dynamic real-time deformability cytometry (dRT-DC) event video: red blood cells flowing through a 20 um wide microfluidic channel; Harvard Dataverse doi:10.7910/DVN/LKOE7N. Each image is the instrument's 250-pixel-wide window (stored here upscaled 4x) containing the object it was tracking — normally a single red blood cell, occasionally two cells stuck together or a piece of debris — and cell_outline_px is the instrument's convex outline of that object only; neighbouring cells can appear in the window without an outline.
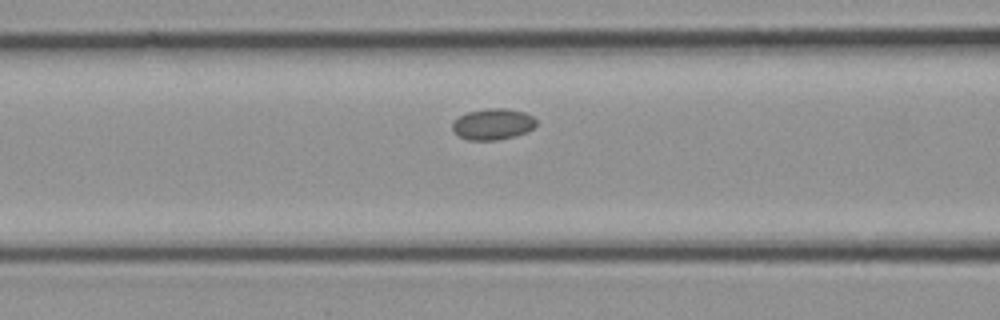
{"species": "common noctule bat (a hibernating species)", "species_latin": "Nyctalus noctula", "temperature_condition": "cold", "stored_images_in_passage": 5, "camera_frame_rate_fps": 3000, "um_per_image_px": 0.085, "animal": {"sex": "female", "body_mass_g": 21.9}, "frame": {"image": 1, "passage_image": 5, "time_ms": 1.333, "image_size_px": [1000, 320], "cell_outline_px": [[536, 124], [528, 132], [516, 136], [500, 140], [468, 140], [460, 136], [452, 128], [452, 124], [460, 116], [468, 112], [488, 108], [504, 108], [524, 112], [532, 116], [536, 120]], "centroid_in_image_um": [41.93, 10.56], "position_along_channel_um": 124.7, "area_um2": 15.14}}